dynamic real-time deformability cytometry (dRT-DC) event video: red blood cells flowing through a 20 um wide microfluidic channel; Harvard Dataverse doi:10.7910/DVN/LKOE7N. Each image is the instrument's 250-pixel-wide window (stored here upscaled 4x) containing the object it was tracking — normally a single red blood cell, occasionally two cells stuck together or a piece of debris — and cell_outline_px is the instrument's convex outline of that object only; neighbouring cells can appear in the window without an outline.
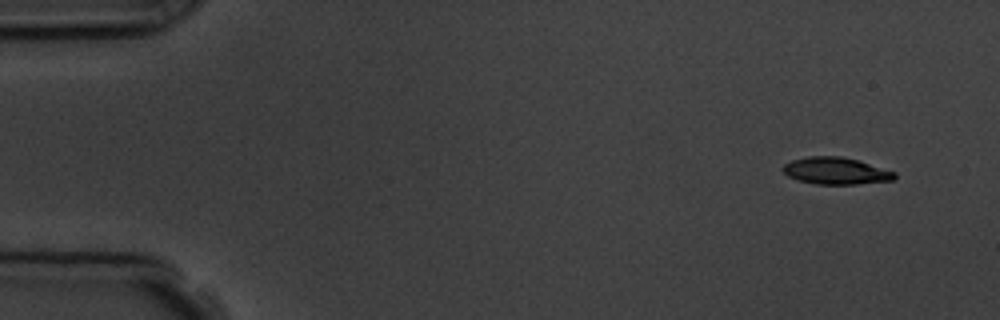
{"species": "common noctule bat (a hibernating species)", "species_latin": "Nyctalus noctula", "temperature_condition": "room temperature", "stored_images_in_passage": 8, "camera_frame_rate_fps": 3000, "um_per_image_px": 0.085, "animal": {"sex": "male", "body_mass_g": 19.5, "forearm_length_mm": 54.6}, "frame": {"image": 1, "passage_image": 1, "time_ms": 0.0, "image_size_px": [1000, 320], "cell_outline_px": [[896, 176], [892, 180], [856, 184], [816, 184], [800, 180], [788, 176], [780, 168], [784, 164], [792, 160], [808, 156], [840, 156], [856, 160], [896, 172]], "centroid_in_image_um": [71.01, 14.52], "position_along_channel_um": 14.0, "area_um2": 17.34}}
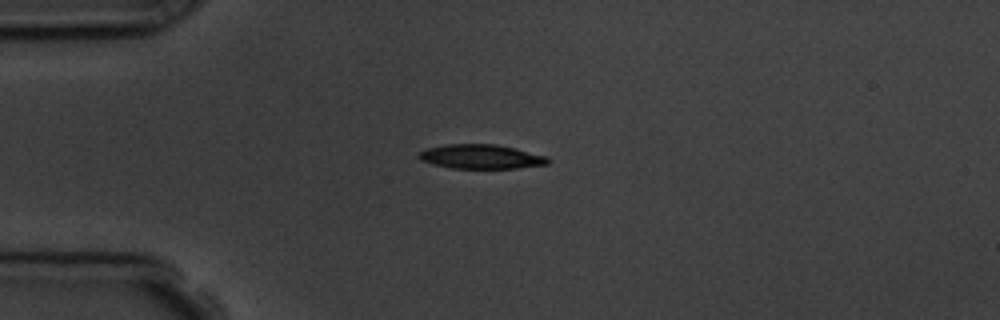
{"frame": {"image": 2, "passage_image": 4, "time_ms": 3.333, "image_size_px": [1000, 320], "cell_outline_px": [[552, 160], [548, 164], [516, 168], [452, 168], [420, 160], [416, 156], [424, 148], [444, 144], [496, 144], [516, 148], [548, 156]], "centroid_in_image_um": [40.91, 13.3], "position_along_channel_um": 44.1, "area_um2": 18.44}}